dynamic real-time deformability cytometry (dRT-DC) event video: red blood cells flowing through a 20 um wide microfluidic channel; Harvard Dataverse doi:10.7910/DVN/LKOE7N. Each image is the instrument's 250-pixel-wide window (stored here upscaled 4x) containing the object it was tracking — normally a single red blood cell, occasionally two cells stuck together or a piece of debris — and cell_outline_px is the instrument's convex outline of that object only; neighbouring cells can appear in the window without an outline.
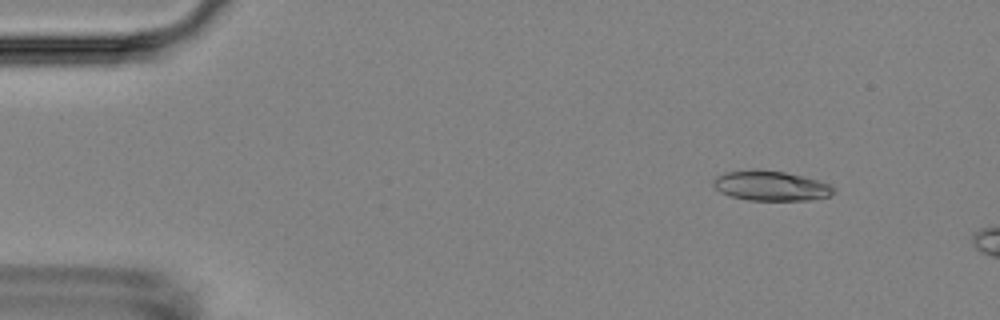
{"species": "Egyptian fruit bat (a non-hibernating species)", "species_latin": "Rousettus aegyptiacus", "temperature_condition": "room temperature", "stored_images_in_passage": 4, "camera_frame_rate_fps": 3000, "um_per_image_px": 0.085, "animal": {"sex": "female"}, "frame": {"image": 1, "passage_image": 2, "time_ms": 1.333, "image_size_px": [1000, 320], "cell_outline_px": [[832, 192], [828, 196], [812, 200], [748, 200], [732, 196], [720, 192], [712, 184], [712, 180], [716, 176], [724, 172], [756, 168], [760, 168], [784, 172], [816, 180], [828, 184], [832, 188]], "centroid_in_image_um": [65.43, 15.77], "position_along_channel_um": 19.6, "area_um2": 20.87}}